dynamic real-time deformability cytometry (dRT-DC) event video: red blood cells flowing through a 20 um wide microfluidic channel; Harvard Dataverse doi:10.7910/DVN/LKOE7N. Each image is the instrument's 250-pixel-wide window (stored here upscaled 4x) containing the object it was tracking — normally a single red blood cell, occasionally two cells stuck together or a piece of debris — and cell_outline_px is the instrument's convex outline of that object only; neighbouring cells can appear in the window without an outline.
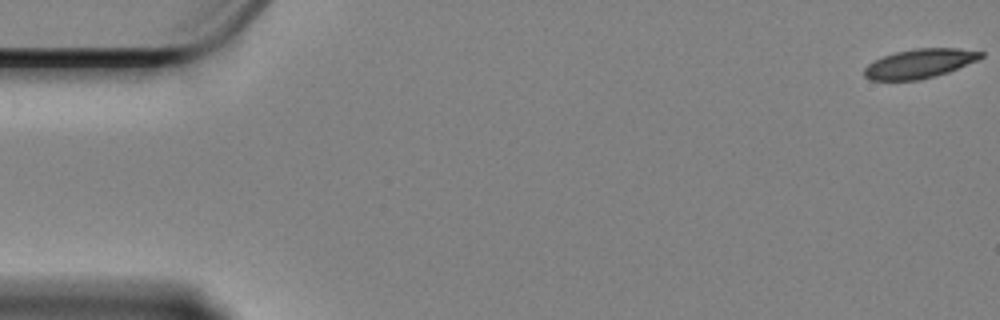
{"species": "Egyptian fruit bat (a non-hibernating species)", "species_latin": "Rousettus aegyptiacus", "temperature_condition": "cold", "stored_images_in_passage": 12, "camera_frame_rate_fps": 3000, "um_per_image_px": 0.085, "animal": {"sex": "female"}, "frame": {"image": 1, "passage_image": 1, "time_ms": 0.0, "image_size_px": [1000, 320], "cell_outline_px": [[984, 56], [976, 60], [948, 72], [920, 80], [868, 80], [864, 76], [864, 68], [868, 64], [884, 56], [896, 52], [916, 48], [960, 48], [984, 52]], "centroid_in_image_um": [78.16, 5.4], "position_along_channel_um": 6.8, "area_um2": 19.71}}